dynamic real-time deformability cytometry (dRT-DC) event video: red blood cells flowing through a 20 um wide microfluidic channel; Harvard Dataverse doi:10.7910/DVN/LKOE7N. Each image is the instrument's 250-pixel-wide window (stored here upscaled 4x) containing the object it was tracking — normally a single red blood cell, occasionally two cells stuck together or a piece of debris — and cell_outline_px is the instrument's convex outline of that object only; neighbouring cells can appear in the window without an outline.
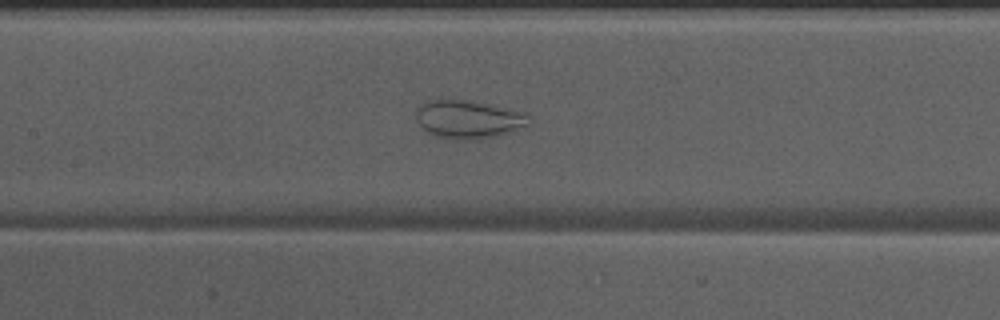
{"species": "Egyptian fruit bat (a non-hibernating species)", "species_latin": "Rousettus aegyptiacus", "temperature_condition": "warm", "stored_images_in_passage": 50, "camera_frame_rate_fps": 3000, "um_per_image_px": 0.085, "animal": {"sex": "male"}, "frame": {"image": 1, "passage_image": 22, "time_ms": 7.0, "image_size_px": [1000, 320], "cell_outline_px": [[528, 124], [508, 132], [496, 136], [468, 140], [452, 140], [436, 136], [428, 132], [416, 120], [416, 108], [428, 100], [464, 100], [528, 112]], "centroid_in_image_um": [39.78, 10.15], "position_along_channel_um": 167.6, "area_um2": 24.8}}